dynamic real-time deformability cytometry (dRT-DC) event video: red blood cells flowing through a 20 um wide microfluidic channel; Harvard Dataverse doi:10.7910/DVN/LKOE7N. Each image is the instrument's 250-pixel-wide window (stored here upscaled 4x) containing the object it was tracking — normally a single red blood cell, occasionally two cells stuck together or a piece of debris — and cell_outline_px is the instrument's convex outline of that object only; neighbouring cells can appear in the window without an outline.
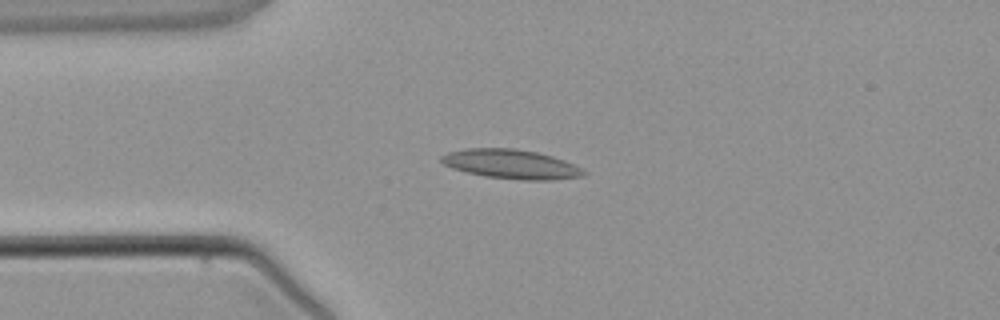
{"species": "common noctule bat (a hibernating species)", "species_latin": "Nyctalus noctula", "temperature_condition": "warm", "stored_images_in_passage": 3, "camera_frame_rate_fps": 3000, "um_per_image_px": 0.085, "animal": {"sex": "male", "body_mass_g": 21.5, "forearm_length_mm": 52.0}, "frame": {"image": 1, "passage_image": 3, "time_ms": 3.0, "image_size_px": [1000, 320], "cell_outline_px": [[588, 172], [584, 176], [552, 180], [524, 180], [484, 176], [452, 168], [444, 164], [440, 160], [440, 156], [448, 152], [464, 148], [516, 148], [536, 152], [552, 156], [564, 160]], "centroid_in_image_um": [43.44, 13.94], "position_along_channel_um": 41.6, "area_um2": 24.28}}